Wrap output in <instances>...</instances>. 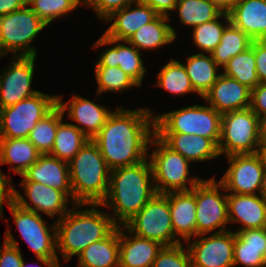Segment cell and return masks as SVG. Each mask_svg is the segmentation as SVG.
I'll use <instances>...</instances> for the list:
<instances>
[{"label":"cell","mask_w":266,"mask_h":267,"mask_svg":"<svg viewBox=\"0 0 266 267\" xmlns=\"http://www.w3.org/2000/svg\"><path fill=\"white\" fill-rule=\"evenodd\" d=\"M149 110L116 109L92 139L110 170L132 166L147 159L148 144L155 134V118H151L153 112Z\"/></svg>","instance_id":"6da1fadb"},{"label":"cell","mask_w":266,"mask_h":267,"mask_svg":"<svg viewBox=\"0 0 266 267\" xmlns=\"http://www.w3.org/2000/svg\"><path fill=\"white\" fill-rule=\"evenodd\" d=\"M151 180L153 171L148 159L110 170L108 193L99 205L112 207L115 217L111 218L122 227L157 193Z\"/></svg>","instance_id":"7a4b0ae2"},{"label":"cell","mask_w":266,"mask_h":267,"mask_svg":"<svg viewBox=\"0 0 266 267\" xmlns=\"http://www.w3.org/2000/svg\"><path fill=\"white\" fill-rule=\"evenodd\" d=\"M89 210L68 211L56 222L57 249L64 257V263L78 255L90 244L108 237L118 225L111 218L112 214L97 210L99 204Z\"/></svg>","instance_id":"3957f363"},{"label":"cell","mask_w":266,"mask_h":267,"mask_svg":"<svg viewBox=\"0 0 266 267\" xmlns=\"http://www.w3.org/2000/svg\"><path fill=\"white\" fill-rule=\"evenodd\" d=\"M68 164L74 210L101 204L108 193L110 169L97 145L89 139Z\"/></svg>","instance_id":"277c9868"},{"label":"cell","mask_w":266,"mask_h":267,"mask_svg":"<svg viewBox=\"0 0 266 267\" xmlns=\"http://www.w3.org/2000/svg\"><path fill=\"white\" fill-rule=\"evenodd\" d=\"M264 130L263 120L250 107L223 113L218 144L220 155L225 153L228 157L258 153Z\"/></svg>","instance_id":"5b68a950"},{"label":"cell","mask_w":266,"mask_h":267,"mask_svg":"<svg viewBox=\"0 0 266 267\" xmlns=\"http://www.w3.org/2000/svg\"><path fill=\"white\" fill-rule=\"evenodd\" d=\"M154 118L155 133L192 134L212 139L217 145L220 142L222 114L211 106L193 105Z\"/></svg>","instance_id":"8992f818"},{"label":"cell","mask_w":266,"mask_h":267,"mask_svg":"<svg viewBox=\"0 0 266 267\" xmlns=\"http://www.w3.org/2000/svg\"><path fill=\"white\" fill-rule=\"evenodd\" d=\"M149 144L159 146L149 156L157 193L190 191L202 180L197 177L188 178L190 161L168 147L156 134L152 136Z\"/></svg>","instance_id":"52a82bcc"},{"label":"cell","mask_w":266,"mask_h":267,"mask_svg":"<svg viewBox=\"0 0 266 267\" xmlns=\"http://www.w3.org/2000/svg\"><path fill=\"white\" fill-rule=\"evenodd\" d=\"M122 228L163 246L182 243L176 238L172 227L168 193H156Z\"/></svg>","instance_id":"ba28073f"},{"label":"cell","mask_w":266,"mask_h":267,"mask_svg":"<svg viewBox=\"0 0 266 267\" xmlns=\"http://www.w3.org/2000/svg\"><path fill=\"white\" fill-rule=\"evenodd\" d=\"M58 104V96L37 94L0 109V138H28L37 122Z\"/></svg>","instance_id":"9c48e42d"},{"label":"cell","mask_w":266,"mask_h":267,"mask_svg":"<svg viewBox=\"0 0 266 267\" xmlns=\"http://www.w3.org/2000/svg\"><path fill=\"white\" fill-rule=\"evenodd\" d=\"M47 26L28 5L12 13L0 16V52L7 55L21 51L19 56H35L30 43ZM29 47V48H28Z\"/></svg>","instance_id":"30bf717a"},{"label":"cell","mask_w":266,"mask_h":267,"mask_svg":"<svg viewBox=\"0 0 266 267\" xmlns=\"http://www.w3.org/2000/svg\"><path fill=\"white\" fill-rule=\"evenodd\" d=\"M6 205L11 211L21 237L36 254L37 259L47 267H53L58 261L56 222L54 221L53 226L50 227L51 234L40 214L23 209L12 200Z\"/></svg>","instance_id":"8fae6325"},{"label":"cell","mask_w":266,"mask_h":267,"mask_svg":"<svg viewBox=\"0 0 266 267\" xmlns=\"http://www.w3.org/2000/svg\"><path fill=\"white\" fill-rule=\"evenodd\" d=\"M218 187L219 182L214 178L202 179L195 185L196 236L209 234L216 228L220 229L215 233L227 231V194L222 196Z\"/></svg>","instance_id":"7c38bea8"},{"label":"cell","mask_w":266,"mask_h":267,"mask_svg":"<svg viewBox=\"0 0 266 267\" xmlns=\"http://www.w3.org/2000/svg\"><path fill=\"white\" fill-rule=\"evenodd\" d=\"M229 168L219 181V187L233 194L256 195L260 192L266 168L261 156L255 154L231 155L227 157Z\"/></svg>","instance_id":"4fadbf2b"},{"label":"cell","mask_w":266,"mask_h":267,"mask_svg":"<svg viewBox=\"0 0 266 267\" xmlns=\"http://www.w3.org/2000/svg\"><path fill=\"white\" fill-rule=\"evenodd\" d=\"M196 237L200 239L188 245L193 267L234 266V232L230 230L209 237H204V234Z\"/></svg>","instance_id":"5bb4252c"},{"label":"cell","mask_w":266,"mask_h":267,"mask_svg":"<svg viewBox=\"0 0 266 267\" xmlns=\"http://www.w3.org/2000/svg\"><path fill=\"white\" fill-rule=\"evenodd\" d=\"M35 59V56L17 55L10 68L0 74V109L40 92L31 90Z\"/></svg>","instance_id":"9a60e30c"},{"label":"cell","mask_w":266,"mask_h":267,"mask_svg":"<svg viewBox=\"0 0 266 267\" xmlns=\"http://www.w3.org/2000/svg\"><path fill=\"white\" fill-rule=\"evenodd\" d=\"M20 184L25 189L24 192L27 198L34 205L32 207L21 193L12 186L11 200L21 208L38 214L42 212L51 218L59 214L58 219H61L68 212L67 203L69 202V197L64 192L34 181H21Z\"/></svg>","instance_id":"2e32d148"},{"label":"cell","mask_w":266,"mask_h":267,"mask_svg":"<svg viewBox=\"0 0 266 267\" xmlns=\"http://www.w3.org/2000/svg\"><path fill=\"white\" fill-rule=\"evenodd\" d=\"M120 41L107 37L103 34L94 44L93 47L115 44L111 48L103 50L99 61H97L95 67H120L126 74H128L138 85L141 86L143 76L146 69L143 65V60L138 49L132 44L131 47L125 44L118 43Z\"/></svg>","instance_id":"e0dca14e"},{"label":"cell","mask_w":266,"mask_h":267,"mask_svg":"<svg viewBox=\"0 0 266 267\" xmlns=\"http://www.w3.org/2000/svg\"><path fill=\"white\" fill-rule=\"evenodd\" d=\"M203 98L223 114L249 108L251 89L222 73Z\"/></svg>","instance_id":"ac0fdd59"},{"label":"cell","mask_w":266,"mask_h":267,"mask_svg":"<svg viewBox=\"0 0 266 267\" xmlns=\"http://www.w3.org/2000/svg\"><path fill=\"white\" fill-rule=\"evenodd\" d=\"M21 176L22 181H34L64 192L73 203L68 162L50 154H41Z\"/></svg>","instance_id":"d6986e66"},{"label":"cell","mask_w":266,"mask_h":267,"mask_svg":"<svg viewBox=\"0 0 266 267\" xmlns=\"http://www.w3.org/2000/svg\"><path fill=\"white\" fill-rule=\"evenodd\" d=\"M58 96V106L65 113L68 110V117L78 123L74 124L90 140H92L105 125L111 110L81 96H74L69 102L63 104L61 96ZM70 103V104H69ZM83 125V126H80Z\"/></svg>","instance_id":"ffe728a7"},{"label":"cell","mask_w":266,"mask_h":267,"mask_svg":"<svg viewBox=\"0 0 266 267\" xmlns=\"http://www.w3.org/2000/svg\"><path fill=\"white\" fill-rule=\"evenodd\" d=\"M136 8L130 5L114 11L108 18L107 22L115 21L105 31L107 37L118 41H127L137 30L153 21L158 14L142 0H136ZM131 8V9H130Z\"/></svg>","instance_id":"44dd1931"},{"label":"cell","mask_w":266,"mask_h":267,"mask_svg":"<svg viewBox=\"0 0 266 267\" xmlns=\"http://www.w3.org/2000/svg\"><path fill=\"white\" fill-rule=\"evenodd\" d=\"M229 222L241 223L244 229L266 228V200L249 194H227Z\"/></svg>","instance_id":"7402d4cb"},{"label":"cell","mask_w":266,"mask_h":267,"mask_svg":"<svg viewBox=\"0 0 266 267\" xmlns=\"http://www.w3.org/2000/svg\"><path fill=\"white\" fill-rule=\"evenodd\" d=\"M119 225V267H152L163 245L133 233L130 237Z\"/></svg>","instance_id":"603a6c76"},{"label":"cell","mask_w":266,"mask_h":267,"mask_svg":"<svg viewBox=\"0 0 266 267\" xmlns=\"http://www.w3.org/2000/svg\"><path fill=\"white\" fill-rule=\"evenodd\" d=\"M168 147L190 162L207 161L220 156L218 145L207 137L183 133H155Z\"/></svg>","instance_id":"cb8c5ba5"},{"label":"cell","mask_w":266,"mask_h":267,"mask_svg":"<svg viewBox=\"0 0 266 267\" xmlns=\"http://www.w3.org/2000/svg\"><path fill=\"white\" fill-rule=\"evenodd\" d=\"M228 14L252 40H266V0H239Z\"/></svg>","instance_id":"d4e9b609"},{"label":"cell","mask_w":266,"mask_h":267,"mask_svg":"<svg viewBox=\"0 0 266 267\" xmlns=\"http://www.w3.org/2000/svg\"><path fill=\"white\" fill-rule=\"evenodd\" d=\"M168 200L175 236L189 242L192 236L196 237L195 187L190 191L169 192Z\"/></svg>","instance_id":"484cf974"},{"label":"cell","mask_w":266,"mask_h":267,"mask_svg":"<svg viewBox=\"0 0 266 267\" xmlns=\"http://www.w3.org/2000/svg\"><path fill=\"white\" fill-rule=\"evenodd\" d=\"M266 256V228L244 229L234 232V265L264 267Z\"/></svg>","instance_id":"4316f807"},{"label":"cell","mask_w":266,"mask_h":267,"mask_svg":"<svg viewBox=\"0 0 266 267\" xmlns=\"http://www.w3.org/2000/svg\"><path fill=\"white\" fill-rule=\"evenodd\" d=\"M78 267H119V225L106 238L78 254Z\"/></svg>","instance_id":"83f0119b"},{"label":"cell","mask_w":266,"mask_h":267,"mask_svg":"<svg viewBox=\"0 0 266 267\" xmlns=\"http://www.w3.org/2000/svg\"><path fill=\"white\" fill-rule=\"evenodd\" d=\"M41 153L28 138H0V165L17 164L9 170L22 175Z\"/></svg>","instance_id":"f1b7e54d"},{"label":"cell","mask_w":266,"mask_h":267,"mask_svg":"<svg viewBox=\"0 0 266 267\" xmlns=\"http://www.w3.org/2000/svg\"><path fill=\"white\" fill-rule=\"evenodd\" d=\"M169 17L158 15L153 21L137 30L127 41L136 49L148 50L171 43L176 38V31L168 23Z\"/></svg>","instance_id":"f546056e"},{"label":"cell","mask_w":266,"mask_h":267,"mask_svg":"<svg viewBox=\"0 0 266 267\" xmlns=\"http://www.w3.org/2000/svg\"><path fill=\"white\" fill-rule=\"evenodd\" d=\"M198 53L187 57L184 68L190 79L194 91L202 98L211 89L221 74H217L218 65L211 54Z\"/></svg>","instance_id":"4dcf8cb0"},{"label":"cell","mask_w":266,"mask_h":267,"mask_svg":"<svg viewBox=\"0 0 266 267\" xmlns=\"http://www.w3.org/2000/svg\"><path fill=\"white\" fill-rule=\"evenodd\" d=\"M63 111L59 107V125L50 155L69 162L85 145L89 138L72 123H64Z\"/></svg>","instance_id":"1f68e13d"},{"label":"cell","mask_w":266,"mask_h":267,"mask_svg":"<svg viewBox=\"0 0 266 267\" xmlns=\"http://www.w3.org/2000/svg\"><path fill=\"white\" fill-rule=\"evenodd\" d=\"M253 40L231 22L225 27L221 41L211 56L219 67H225L228 61L251 47Z\"/></svg>","instance_id":"d6a6232c"},{"label":"cell","mask_w":266,"mask_h":267,"mask_svg":"<svg viewBox=\"0 0 266 267\" xmlns=\"http://www.w3.org/2000/svg\"><path fill=\"white\" fill-rule=\"evenodd\" d=\"M223 69L224 75L239 81L251 90L254 89L260 83L256 72L254 40L250 48L232 57Z\"/></svg>","instance_id":"836d02e7"},{"label":"cell","mask_w":266,"mask_h":267,"mask_svg":"<svg viewBox=\"0 0 266 267\" xmlns=\"http://www.w3.org/2000/svg\"><path fill=\"white\" fill-rule=\"evenodd\" d=\"M181 23L192 28L216 19L222 12L207 0H178Z\"/></svg>","instance_id":"e575fe53"},{"label":"cell","mask_w":266,"mask_h":267,"mask_svg":"<svg viewBox=\"0 0 266 267\" xmlns=\"http://www.w3.org/2000/svg\"><path fill=\"white\" fill-rule=\"evenodd\" d=\"M59 125V106L57 105L43 119L39 120L28 139L41 154H50Z\"/></svg>","instance_id":"d590c367"},{"label":"cell","mask_w":266,"mask_h":267,"mask_svg":"<svg viewBox=\"0 0 266 267\" xmlns=\"http://www.w3.org/2000/svg\"><path fill=\"white\" fill-rule=\"evenodd\" d=\"M156 85L175 95L195 92L184 65L174 59L162 68Z\"/></svg>","instance_id":"8d00e7d4"},{"label":"cell","mask_w":266,"mask_h":267,"mask_svg":"<svg viewBox=\"0 0 266 267\" xmlns=\"http://www.w3.org/2000/svg\"><path fill=\"white\" fill-rule=\"evenodd\" d=\"M220 17L225 18L227 22L224 23L225 25L219 22ZM229 23V14L221 13L216 19L193 27L192 35L197 47L211 54L220 43L223 31Z\"/></svg>","instance_id":"74e56055"},{"label":"cell","mask_w":266,"mask_h":267,"mask_svg":"<svg viewBox=\"0 0 266 267\" xmlns=\"http://www.w3.org/2000/svg\"><path fill=\"white\" fill-rule=\"evenodd\" d=\"M95 75L98 84L97 96L106 91L120 92L127 88L139 85L118 67H95Z\"/></svg>","instance_id":"f35d334b"},{"label":"cell","mask_w":266,"mask_h":267,"mask_svg":"<svg viewBox=\"0 0 266 267\" xmlns=\"http://www.w3.org/2000/svg\"><path fill=\"white\" fill-rule=\"evenodd\" d=\"M81 0H27L29 8L47 25L57 17L74 11Z\"/></svg>","instance_id":"ab89813d"},{"label":"cell","mask_w":266,"mask_h":267,"mask_svg":"<svg viewBox=\"0 0 266 267\" xmlns=\"http://www.w3.org/2000/svg\"><path fill=\"white\" fill-rule=\"evenodd\" d=\"M152 267H193L189 250L184 251L182 243L163 246Z\"/></svg>","instance_id":"60d3db41"},{"label":"cell","mask_w":266,"mask_h":267,"mask_svg":"<svg viewBox=\"0 0 266 267\" xmlns=\"http://www.w3.org/2000/svg\"><path fill=\"white\" fill-rule=\"evenodd\" d=\"M17 244L11 230L8 229L5 232L3 251L0 246V267H22L23 257Z\"/></svg>","instance_id":"b9f144b4"},{"label":"cell","mask_w":266,"mask_h":267,"mask_svg":"<svg viewBox=\"0 0 266 267\" xmlns=\"http://www.w3.org/2000/svg\"><path fill=\"white\" fill-rule=\"evenodd\" d=\"M136 0H83L87 5L95 10L98 18L106 20L114 11L120 10L128 5H133Z\"/></svg>","instance_id":"7bdbcfd3"},{"label":"cell","mask_w":266,"mask_h":267,"mask_svg":"<svg viewBox=\"0 0 266 267\" xmlns=\"http://www.w3.org/2000/svg\"><path fill=\"white\" fill-rule=\"evenodd\" d=\"M250 108L263 122H266V83H259L251 90Z\"/></svg>","instance_id":"ee69618b"},{"label":"cell","mask_w":266,"mask_h":267,"mask_svg":"<svg viewBox=\"0 0 266 267\" xmlns=\"http://www.w3.org/2000/svg\"><path fill=\"white\" fill-rule=\"evenodd\" d=\"M256 72L260 83H266V40H254Z\"/></svg>","instance_id":"f6af8a7d"},{"label":"cell","mask_w":266,"mask_h":267,"mask_svg":"<svg viewBox=\"0 0 266 267\" xmlns=\"http://www.w3.org/2000/svg\"><path fill=\"white\" fill-rule=\"evenodd\" d=\"M148 4L158 15L169 17V11L175 10L178 0H142Z\"/></svg>","instance_id":"bcb514c9"},{"label":"cell","mask_w":266,"mask_h":267,"mask_svg":"<svg viewBox=\"0 0 266 267\" xmlns=\"http://www.w3.org/2000/svg\"><path fill=\"white\" fill-rule=\"evenodd\" d=\"M12 181L6 177V175H3V173L0 171V217H2L3 214V203H8L11 201L12 197ZM7 190H6V186Z\"/></svg>","instance_id":"7dc6e473"},{"label":"cell","mask_w":266,"mask_h":267,"mask_svg":"<svg viewBox=\"0 0 266 267\" xmlns=\"http://www.w3.org/2000/svg\"><path fill=\"white\" fill-rule=\"evenodd\" d=\"M27 5V0H0V16L12 13Z\"/></svg>","instance_id":"c3c4849f"},{"label":"cell","mask_w":266,"mask_h":267,"mask_svg":"<svg viewBox=\"0 0 266 267\" xmlns=\"http://www.w3.org/2000/svg\"><path fill=\"white\" fill-rule=\"evenodd\" d=\"M222 13H229L239 0H207Z\"/></svg>","instance_id":"681fc988"},{"label":"cell","mask_w":266,"mask_h":267,"mask_svg":"<svg viewBox=\"0 0 266 267\" xmlns=\"http://www.w3.org/2000/svg\"><path fill=\"white\" fill-rule=\"evenodd\" d=\"M258 154L261 156L264 167L266 168V131L265 130L260 140Z\"/></svg>","instance_id":"f907efd6"},{"label":"cell","mask_w":266,"mask_h":267,"mask_svg":"<svg viewBox=\"0 0 266 267\" xmlns=\"http://www.w3.org/2000/svg\"><path fill=\"white\" fill-rule=\"evenodd\" d=\"M260 196H262L266 200V170L264 172V176L262 179L261 189H260Z\"/></svg>","instance_id":"816d5d0a"},{"label":"cell","mask_w":266,"mask_h":267,"mask_svg":"<svg viewBox=\"0 0 266 267\" xmlns=\"http://www.w3.org/2000/svg\"><path fill=\"white\" fill-rule=\"evenodd\" d=\"M53 267H61V266H60V263H59V260L56 261V263L53 265Z\"/></svg>","instance_id":"f5cc1de1"},{"label":"cell","mask_w":266,"mask_h":267,"mask_svg":"<svg viewBox=\"0 0 266 267\" xmlns=\"http://www.w3.org/2000/svg\"><path fill=\"white\" fill-rule=\"evenodd\" d=\"M22 267H27V265H25V263H24V260H23V263H22Z\"/></svg>","instance_id":"db71d44e"},{"label":"cell","mask_w":266,"mask_h":267,"mask_svg":"<svg viewBox=\"0 0 266 267\" xmlns=\"http://www.w3.org/2000/svg\"><path fill=\"white\" fill-rule=\"evenodd\" d=\"M264 266L266 267V256H265Z\"/></svg>","instance_id":"11a10c76"}]
</instances>
